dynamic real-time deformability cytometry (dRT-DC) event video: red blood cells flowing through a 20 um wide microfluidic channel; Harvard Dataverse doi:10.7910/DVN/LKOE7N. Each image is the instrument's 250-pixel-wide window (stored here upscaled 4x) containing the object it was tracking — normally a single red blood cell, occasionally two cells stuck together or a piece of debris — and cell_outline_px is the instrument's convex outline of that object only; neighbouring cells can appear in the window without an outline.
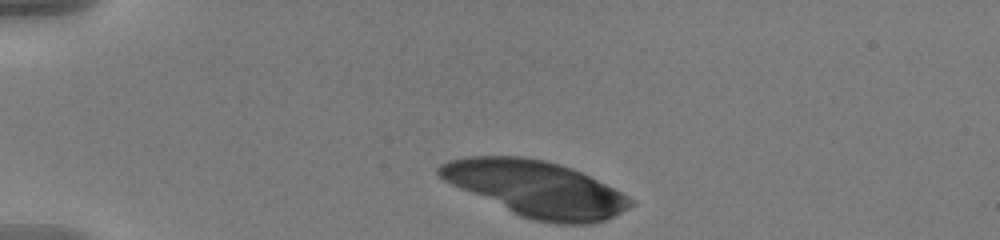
{"species": "human", "species_latin": "Homo sapiens", "temperature_condition": "warm", "stored_images_in_passage": 4, "camera_frame_rate_fps": 3000, "um_per_image_px": 0.085, "donor": {"sex": "male"}, "frame": {"image": 1, "passage_image": 1, "time_ms": 0.0, "image_size_px": [1000, 240], "cell_outline_px": [[636, 204], [604, 220], [592, 224], [556, 224], [536, 220], [520, 216], [460, 188], [444, 180], [436, 172], [436, 168], [440, 164], [448, 160], [464, 156], [524, 156], [544, 160], [560, 164], [572, 168], [636, 200]], "centroid_in_image_um": [45.54, 16.03], "position_along_channel_um": 39.5, "area_um2": 61.73}}